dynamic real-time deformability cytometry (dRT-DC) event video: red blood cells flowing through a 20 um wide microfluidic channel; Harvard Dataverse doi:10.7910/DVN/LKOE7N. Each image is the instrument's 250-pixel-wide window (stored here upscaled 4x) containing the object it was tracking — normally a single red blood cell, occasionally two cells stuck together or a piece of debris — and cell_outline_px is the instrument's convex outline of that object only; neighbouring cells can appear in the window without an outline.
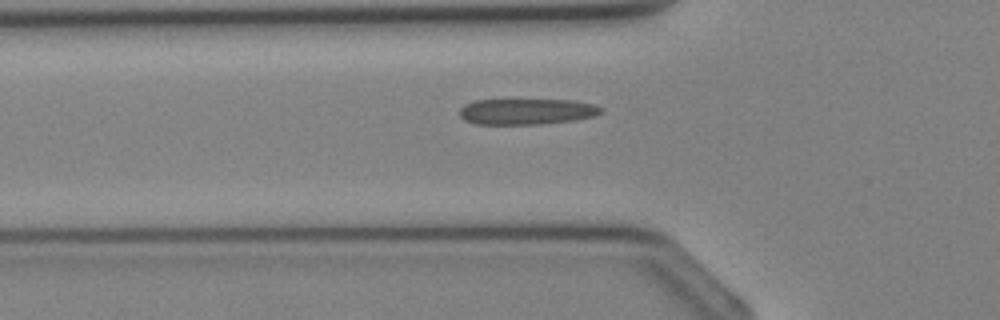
{"species": "Egyptian fruit bat (a non-hibernating species)", "species_latin": "Rousettus aegyptiacus", "temperature_condition": "cold", "stored_images_in_passage": 29, "camera_frame_rate_fps": 3000, "um_per_image_px": 0.085, "animal": {"sex": "female"}, "frame": {"image": 1, "passage_image": 7, "time_ms": 2.0, "image_size_px": [1000, 320], "cell_outline_px": [[604, 112], [596, 116], [576, 120], [540, 124], [476, 124], [464, 120], [460, 116], [460, 108], [464, 104], [476, 100], [572, 100], [596, 104], [604, 108]], "centroid_in_image_um": [44.82, 9.48], "position_along_channel_um": 81.0, "area_um2": 21.62}}
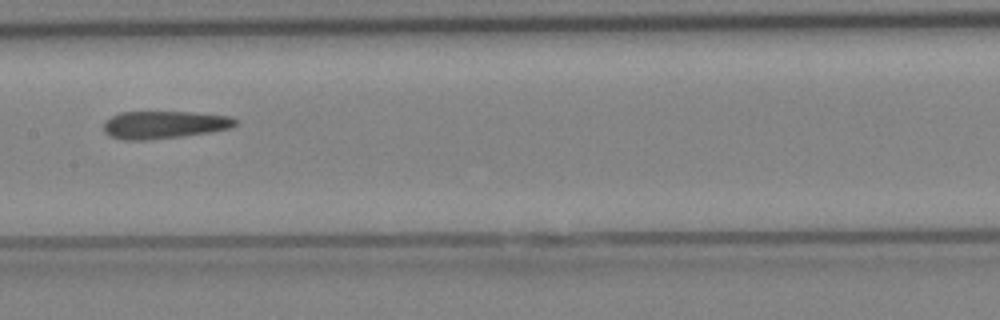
{"frame": {"image": 2, "passage_image": 13, "time_ms": 4.0, "image_size_px": [1000, 320], "cell_outline_px": [[236, 124], [232, 128], [208, 132], [180, 136], [148, 140], [124, 140], [108, 136], [104, 132], [104, 124], [112, 116], [120, 112], [192, 112], [228, 116], [236, 120]], "centroid_in_image_um": [13.92, 10.61], "position_along_channel_um": 193.5, "area_um2": 21.04}}
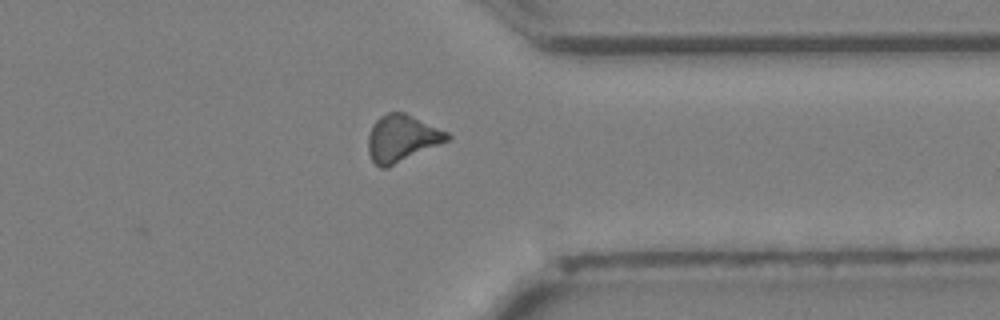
{"frame": {"image": 3, "passage_image": 23, "time_ms": 7.333, "image_size_px": [1000, 320], "cell_outline_px": [[452, 136], [448, 140], [388, 168], [380, 168], [372, 160], [368, 152], [368, 136], [372, 124], [380, 116], [388, 112], [404, 112], [448, 132]], "centroid_in_image_um": [34.13, 11.76], "position_along_channel_um": 377.3, "area_um2": 21.56}}